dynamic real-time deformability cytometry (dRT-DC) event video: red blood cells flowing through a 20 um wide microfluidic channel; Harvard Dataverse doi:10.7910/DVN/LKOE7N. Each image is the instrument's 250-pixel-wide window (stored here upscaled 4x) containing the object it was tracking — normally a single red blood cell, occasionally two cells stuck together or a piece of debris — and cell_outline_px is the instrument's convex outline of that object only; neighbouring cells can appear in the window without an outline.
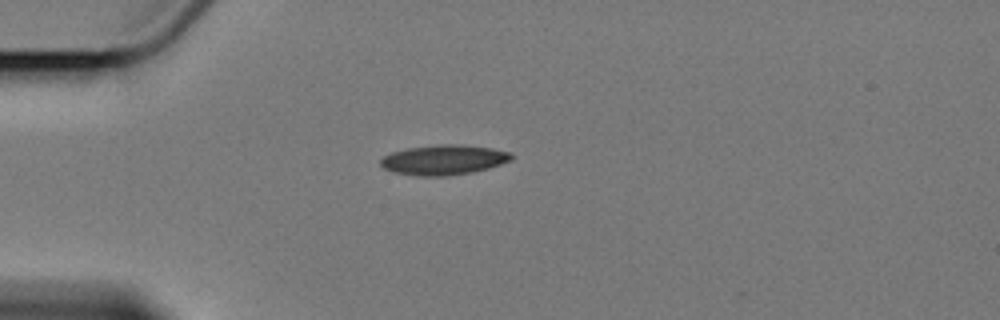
{"species": "Egyptian fruit bat (a non-hibernating species)", "species_latin": "Rousettus aegyptiacus", "temperature_condition": "cold", "stored_images_in_passage": 12, "camera_frame_rate_fps": 3000, "um_per_image_px": 0.085, "animal": {"sex": "female"}, "frame": {"image": 1, "passage_image": 1, "time_ms": 0.0, "image_size_px": [1000, 320], "cell_outline_px": [[512, 160], [488, 168], [472, 172], [448, 176], [416, 176], [392, 172], [384, 168], [380, 164], [380, 160], [384, 156], [392, 152], [408, 148], [444, 144], [456, 144], [492, 148], [512, 152]], "centroid_in_image_um": [37.72, 13.59], "position_along_channel_um": 47.3, "area_um2": 22.83}}
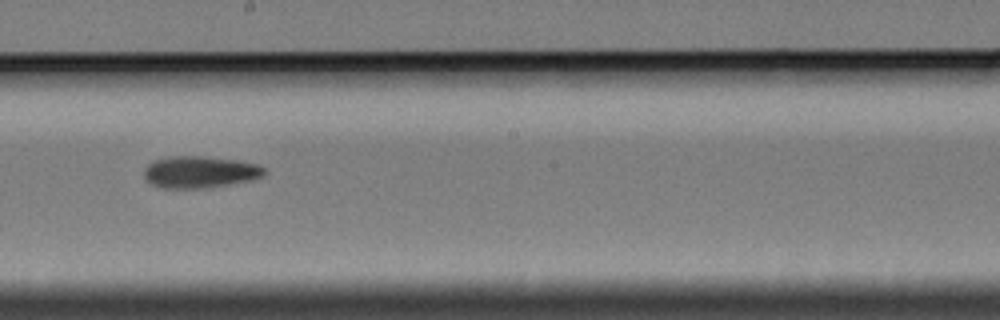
{"frame": {"image": 2, "passage_image": 6, "time_ms": 6.0, "image_size_px": [1000, 320], "cell_outline_px": [[264, 172], [260, 176], [248, 180], [200, 188], [164, 188], [152, 184], [144, 180], [144, 168], [152, 160], [172, 156], [204, 156], [236, 160], [256, 164], [264, 168]], "centroid_in_image_um": [16.88, 14.6], "position_along_channel_um": 231.3, "area_um2": 21.91}}
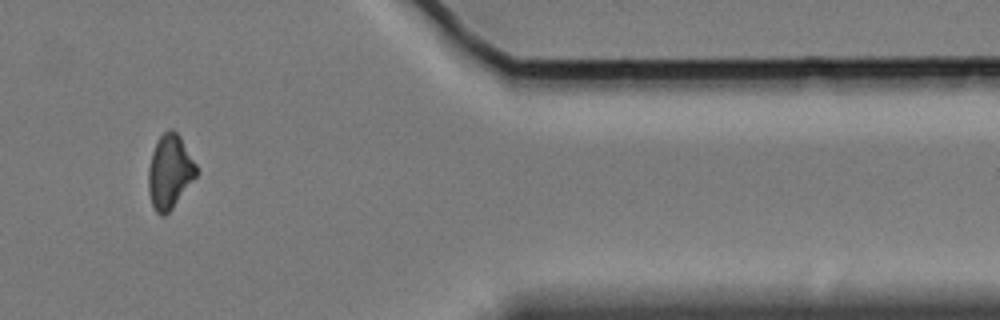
{"frame": {"image": 3, "passage_image": 10, "time_ms": 11.667, "image_size_px": [1000, 320], "cell_outline_px": [[196, 176], [172, 208], [164, 216], [160, 216], [156, 212], [152, 204], [148, 188], [148, 168], [152, 152], [160, 136], [164, 132], [172, 128], [180, 136], [196, 164]], "centroid_in_image_um": [14.41, 14.59], "position_along_channel_um": 397.0, "area_um2": 20.35}, "authors_computed_cell_mechanics": {"area_um2": 21.3571, "velocity_mm_per_s": 3.3791, "shape_relaxation_time_tau1_ms": null, "shape_relaxation_time_tau2_ms": 8.5126, "deformation_change_tau1": null, "deformation_change_tau2": 0.1396}}